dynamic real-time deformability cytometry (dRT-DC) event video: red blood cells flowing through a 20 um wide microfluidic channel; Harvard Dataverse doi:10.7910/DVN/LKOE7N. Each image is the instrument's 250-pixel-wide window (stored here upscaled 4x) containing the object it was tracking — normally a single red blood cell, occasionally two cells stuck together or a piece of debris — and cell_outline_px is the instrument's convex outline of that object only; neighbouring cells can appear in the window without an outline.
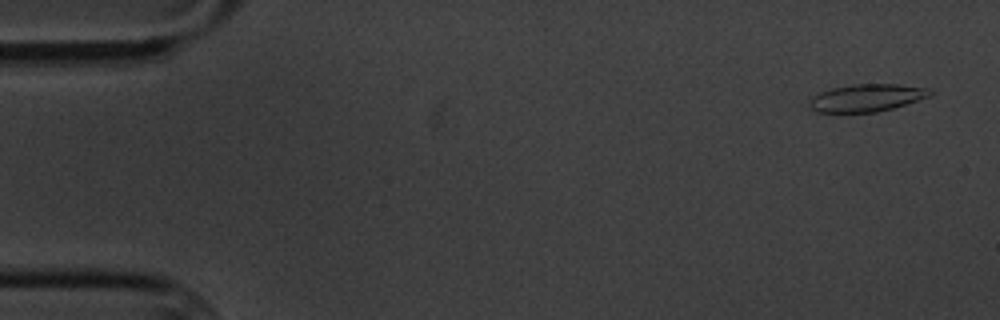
{"species": "common noctule bat (a hibernating species)", "species_latin": "Nyctalus noctula", "temperature_condition": "cold", "stored_images_in_passage": 5, "camera_frame_rate_fps": 3000, "um_per_image_px": 0.085, "animal": {"sex": "male", "body_mass_g": 20.1, "forearm_length_mm": 53.5}, "frame": {"image": 1, "passage_image": 1, "time_ms": 0.0, "image_size_px": [1000, 320], "cell_outline_px": [[936, 92], [928, 96], [892, 108], [876, 112], [816, 112], [808, 104], [812, 96], [820, 92], [832, 88], [852, 84], [896, 84], [924, 88]], "centroid_in_image_um": [73.62, 8.31], "position_along_channel_um": 11.4, "area_um2": 19.02}}